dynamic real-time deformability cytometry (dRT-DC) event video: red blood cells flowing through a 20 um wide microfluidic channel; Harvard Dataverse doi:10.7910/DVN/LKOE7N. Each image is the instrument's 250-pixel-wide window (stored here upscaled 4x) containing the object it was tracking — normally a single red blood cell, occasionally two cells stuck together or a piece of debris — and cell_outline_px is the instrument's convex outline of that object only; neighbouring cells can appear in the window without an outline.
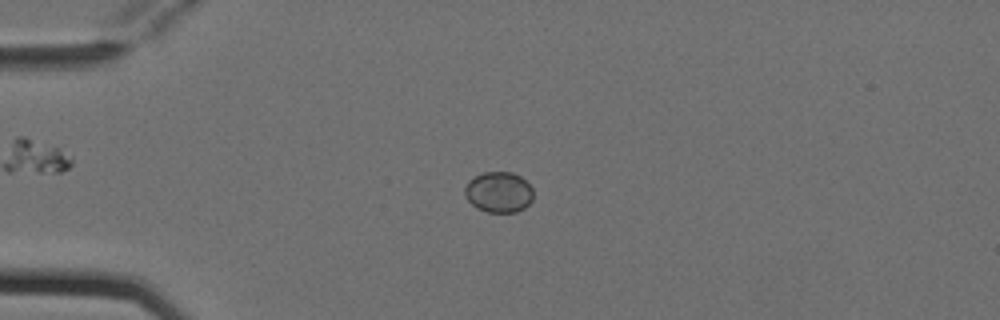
{"species": "Egyptian fruit bat (a non-hibernating species)", "species_latin": "Rousettus aegyptiacus", "temperature_condition": "cold", "stored_images_in_passage": 3, "camera_frame_rate_fps": 3000, "um_per_image_px": 0.085, "animal": {"sex": "female"}, "frame": {"image": 1, "passage_image": 2, "time_ms": 0.333, "image_size_px": [1000, 320], "cell_outline_px": [[532, 200], [524, 208], [516, 212], [488, 212], [472, 204], [468, 200], [464, 192], [464, 188], [468, 180], [484, 172], [512, 172], [520, 176], [532, 188]], "centroid_in_image_um": [42.39, 16.32], "position_along_channel_um": 42.6, "area_um2": 16.07}}